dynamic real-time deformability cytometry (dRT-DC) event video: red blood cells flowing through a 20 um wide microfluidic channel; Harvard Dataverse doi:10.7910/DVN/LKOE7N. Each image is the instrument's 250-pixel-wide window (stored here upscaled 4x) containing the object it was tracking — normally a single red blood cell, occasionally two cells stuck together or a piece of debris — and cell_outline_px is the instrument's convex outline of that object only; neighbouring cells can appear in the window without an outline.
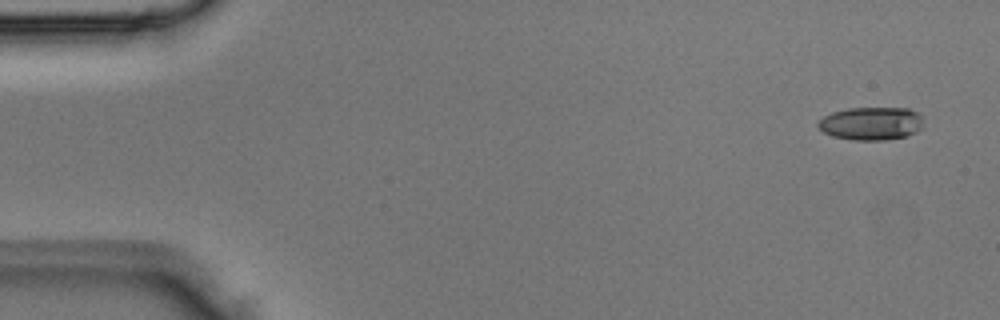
{"species": "Egyptian fruit bat (a non-hibernating species)", "species_latin": "Rousettus aegyptiacus", "temperature_condition": "room temperature", "stored_images_in_passage": 3, "camera_frame_rate_fps": 3000, "um_per_image_px": 0.085, "animal": {"sex": "male"}, "frame": {"image": 1, "passage_image": 1, "time_ms": 0.0, "image_size_px": [1000, 320], "cell_outline_px": [[924, 128], [916, 132], [904, 136], [884, 140], [852, 140], [832, 136], [824, 132], [816, 124], [824, 116], [832, 112], [848, 108], [908, 108], [924, 116]], "centroid_in_image_um": [74.1, 10.49], "position_along_channel_um": 10.9, "area_um2": 20.52}}
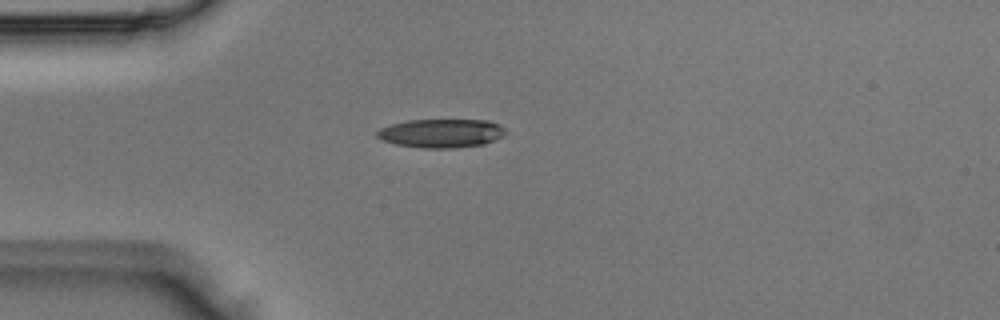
{"frame": {"image": 2, "passage_image": 3, "time_ms": 0.667, "image_size_px": [1000, 320], "cell_outline_px": [[508, 132], [504, 136], [484, 144], [452, 148], [424, 148], [396, 144], [384, 140], [376, 136], [376, 132], [380, 128], [392, 124], [408, 120], [488, 120], [500, 124]], "centroid_in_image_um": [37.55, 11.32], "position_along_channel_um": 47.4, "area_um2": 21.5}}